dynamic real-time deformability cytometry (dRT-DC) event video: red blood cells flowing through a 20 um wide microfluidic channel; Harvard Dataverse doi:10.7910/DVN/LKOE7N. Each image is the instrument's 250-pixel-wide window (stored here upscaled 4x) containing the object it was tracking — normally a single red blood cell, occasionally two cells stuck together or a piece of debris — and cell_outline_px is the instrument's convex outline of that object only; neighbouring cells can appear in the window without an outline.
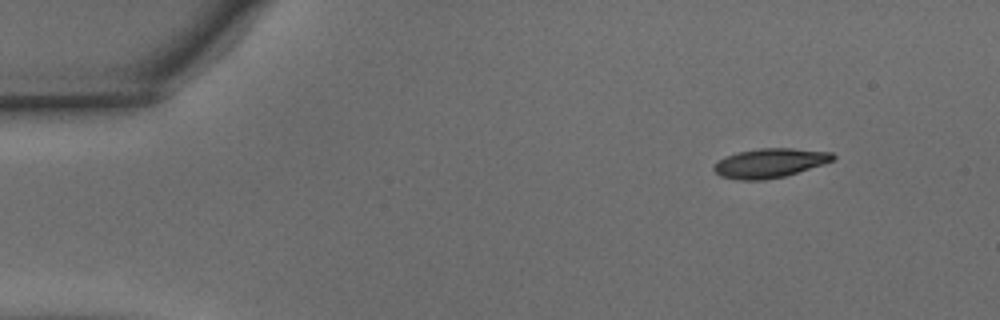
{"species": "common noctule bat (a hibernating species)", "species_latin": "Nyctalus noctula", "temperature_condition": "warm", "stored_images_in_passage": 44, "camera_frame_rate_fps": 3000, "um_per_image_px": 0.085, "animal": {"sex": "male", "body_mass_g": 15.6}, "frame": {"image": 1, "passage_image": 1, "time_ms": 0.0, "image_size_px": [1000, 320], "cell_outline_px": [[836, 156], [832, 160], [824, 164], [784, 176], [764, 180], [740, 180], [720, 176], [712, 168], [724, 156], [736, 152], [760, 148], [792, 148], [832, 152]], "centroid_in_image_um": [65.43, 13.85], "position_along_channel_um": 19.6, "area_um2": 20.23}}
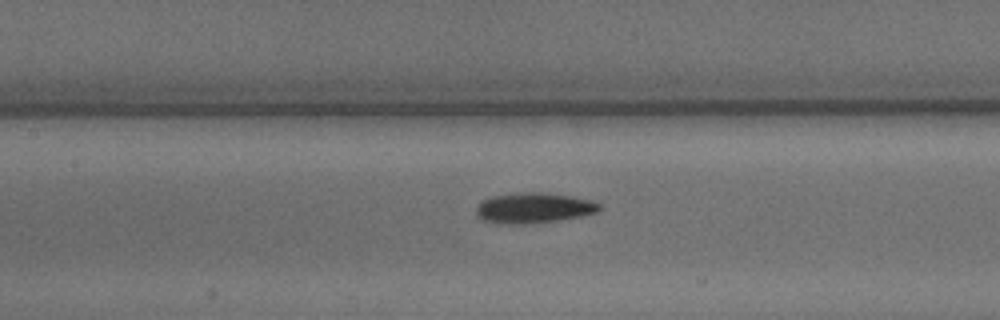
{"frame": {"image": 2, "passage_image": 18, "time_ms": 5.667, "image_size_px": [1000, 320], "cell_outline_px": [[604, 208], [596, 212], [584, 216], [536, 224], [500, 224], [480, 220], [476, 216], [476, 208], [484, 200], [492, 196], [524, 192], [540, 192], [572, 196], [592, 200], [600, 204]], "centroid_in_image_um": [45.39, 17.7], "position_along_channel_um": 162.0, "area_um2": 22.25}}
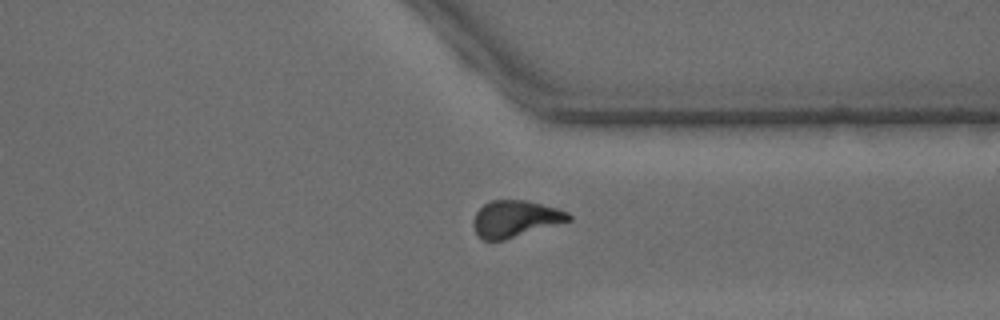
{"frame": {"image": 3, "passage_image": 33, "time_ms": 10.667, "image_size_px": [1000, 320], "cell_outline_px": [[572, 220], [504, 240], [480, 240], [472, 224], [472, 220], [476, 212], [484, 204], [492, 200], [528, 200], [556, 208], [568, 212], [572, 216]], "centroid_in_image_um": [43.78, 18.6], "position_along_channel_um": 367.6, "area_um2": 20.4}, "authors_computed_cell_mechanics": {"area_um2": 20.5479, "velocity_mm_per_s": 4.1265, "shape_relaxation_time_tau1_ms": 3.08, "shape_relaxation_time_tau2_ms": 4.5676, "deformation_change_tau1": 0.1616, "deformation_change_tau2": 0.1277}}